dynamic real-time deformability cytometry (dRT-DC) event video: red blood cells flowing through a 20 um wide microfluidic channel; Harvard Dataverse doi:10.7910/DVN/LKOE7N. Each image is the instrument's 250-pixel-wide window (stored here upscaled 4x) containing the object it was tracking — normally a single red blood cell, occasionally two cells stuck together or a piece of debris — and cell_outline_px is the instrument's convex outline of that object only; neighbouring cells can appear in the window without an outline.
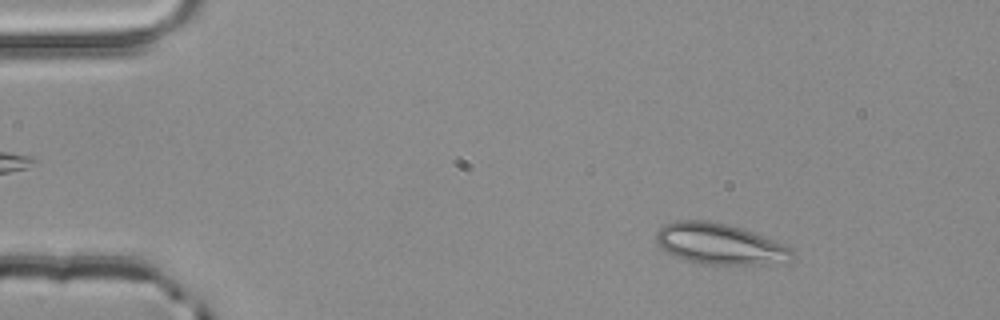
{"species": "common noctule bat (a hibernating species)", "species_latin": "Nyctalus noctula", "temperature_condition": "room temperature", "stored_images_in_passage": 3, "camera_frame_rate_fps": 3000, "um_per_image_px": 0.085, "animal": {"sex": "male", "body_mass_g": 20.4}, "frame": {"image": 1, "passage_image": 1, "time_ms": 0.0, "image_size_px": [1000, 320], "cell_outline_px": [[796, 256], [788, 264], [708, 264], [688, 260], [676, 256], [660, 248], [656, 240], [656, 232], [664, 224], [676, 220], [708, 220], [728, 224], [752, 232], [792, 248]], "centroid_in_image_um": [61.22, 20.74], "position_along_channel_um": 23.8, "area_um2": 32.48}}